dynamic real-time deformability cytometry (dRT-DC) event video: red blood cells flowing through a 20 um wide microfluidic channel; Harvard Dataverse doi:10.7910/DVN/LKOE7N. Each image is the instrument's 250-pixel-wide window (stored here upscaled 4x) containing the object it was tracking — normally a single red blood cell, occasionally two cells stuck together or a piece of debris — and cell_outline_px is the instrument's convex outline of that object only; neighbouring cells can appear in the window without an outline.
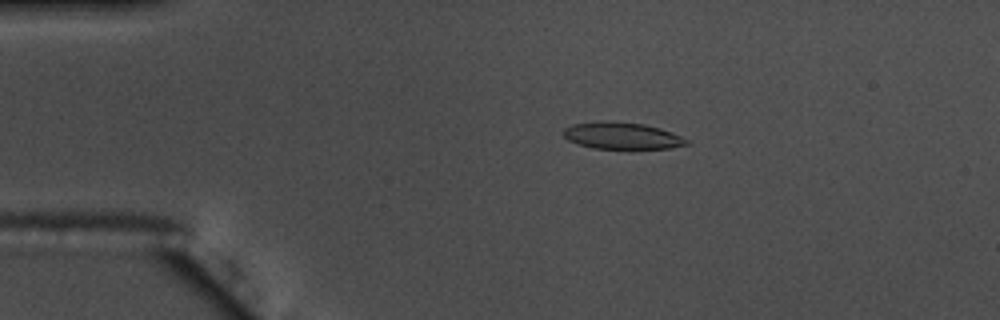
{"species": "common noctule bat (a hibernating species)", "species_latin": "Nyctalus noctula", "temperature_condition": "warm", "stored_images_in_passage": 56, "camera_frame_rate_fps": 3000, "um_per_image_px": 0.085, "animal": {"sex": "male", "body_mass_g": 17.5, "forearm_length_mm": 52.3}, "frame": {"image": 1, "passage_image": 12, "time_ms": 3.667, "image_size_px": [1000, 320], "cell_outline_px": [[688, 144], [668, 148], [592, 148], [568, 140], [564, 136], [564, 128], [572, 124], [608, 120], [644, 124], [660, 128], [672, 132], [688, 140]], "centroid_in_image_um": [52.85, 11.52], "position_along_channel_um": 32.1, "area_um2": 19.02}}
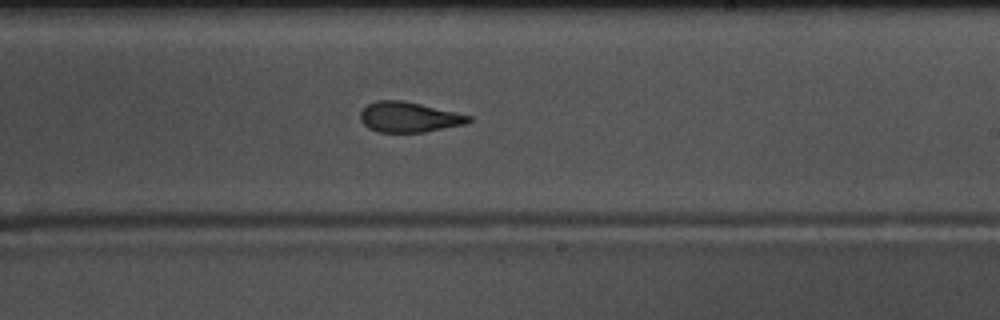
{"frame": {"image": 2, "passage_image": 34, "time_ms": 11.0, "image_size_px": [1000, 320], "cell_outline_px": [[472, 120], [468, 124], [424, 132], [380, 132], [368, 128], [360, 120], [360, 112], [368, 104], [376, 100], [400, 100], [420, 104], [456, 112], [472, 116]], "centroid_in_image_um": [34.78, 9.96], "position_along_channel_um": 254.2, "area_um2": 19.13}}
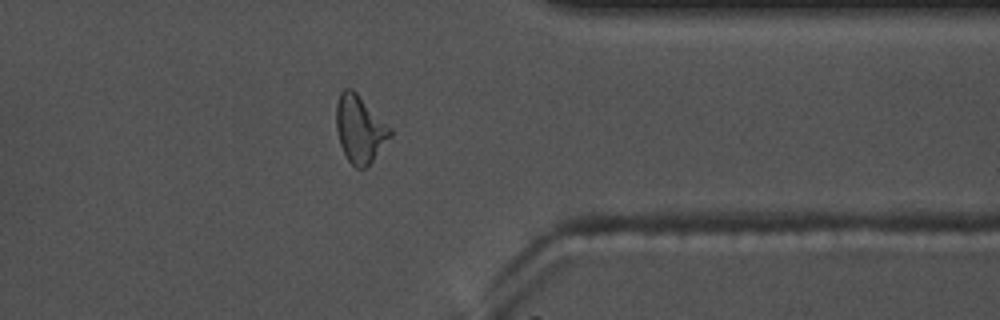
{"frame": {"image": 3, "passage_image": 45, "time_ms": 14.667, "image_size_px": [1000, 320], "cell_outline_px": [[392, 136], [372, 160], [364, 168], [356, 168], [348, 160], [340, 144], [336, 128], [336, 104], [340, 92], [344, 88], [352, 88], [392, 128]], "centroid_in_image_um": [30.58, 10.94], "position_along_channel_um": 380.8, "area_um2": 21.04}, "authors_computed_cell_mechanics": {"area_um2": 19.7098, "velocity_mm_per_s": 3.6899, "shape_relaxation_time_tau1_ms": 5.85, "shape_relaxation_time_tau2_ms": 2.1245, "deformation_change_tau1": 0.2004, "deformation_change_tau2": 0.0951}}